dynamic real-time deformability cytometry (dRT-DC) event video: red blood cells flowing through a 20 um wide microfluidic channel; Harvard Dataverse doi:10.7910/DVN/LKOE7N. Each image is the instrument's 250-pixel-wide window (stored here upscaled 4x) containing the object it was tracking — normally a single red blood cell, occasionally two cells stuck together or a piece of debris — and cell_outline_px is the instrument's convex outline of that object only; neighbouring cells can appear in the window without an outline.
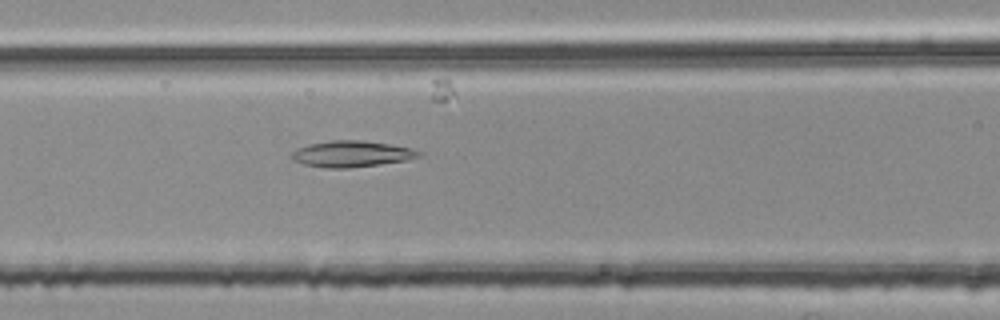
{"species": "common noctule bat (a hibernating species)", "species_latin": "Nyctalus noctula", "temperature_condition": "room temperature", "stored_images_in_passage": 31, "camera_frame_rate_fps": 3000, "um_per_image_px": 0.085, "animal": {"sex": "female", "body_mass_g": 25.1}, "frame": {"image": 1, "passage_image": 7, "time_ms": 2.0, "image_size_px": [1000, 320], "cell_outline_px": [[420, 156], [408, 160], [348, 168], [324, 168], [304, 164], [292, 160], [288, 156], [296, 148], [308, 144], [332, 140], [364, 140], [392, 144], [412, 148], [420, 152]], "centroid_in_image_um": [29.84, 13.07], "position_along_channel_um": 136.8, "area_um2": 19.59}}
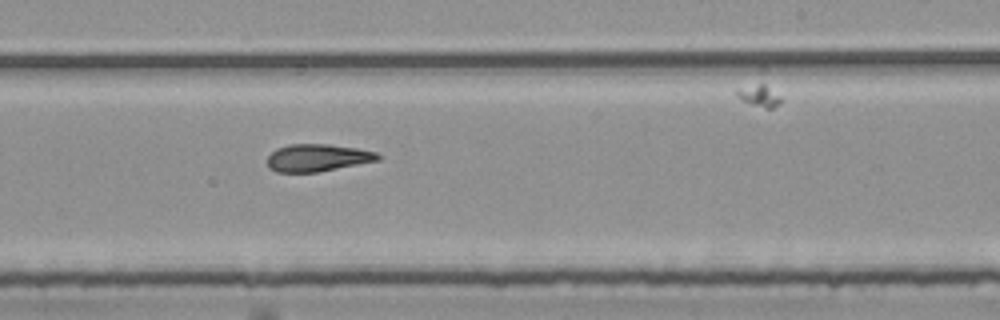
{"frame": {"image": 2, "passage_image": 17, "time_ms": 5.333, "image_size_px": [1000, 320], "cell_outline_px": [[380, 160], [316, 172], [276, 172], [268, 168], [268, 156], [276, 148], [288, 144], [332, 144], [356, 148], [376, 152], [380, 156]], "centroid_in_image_um": [26.96, 13.4], "position_along_channel_um": 262.0, "area_um2": 17.63}}
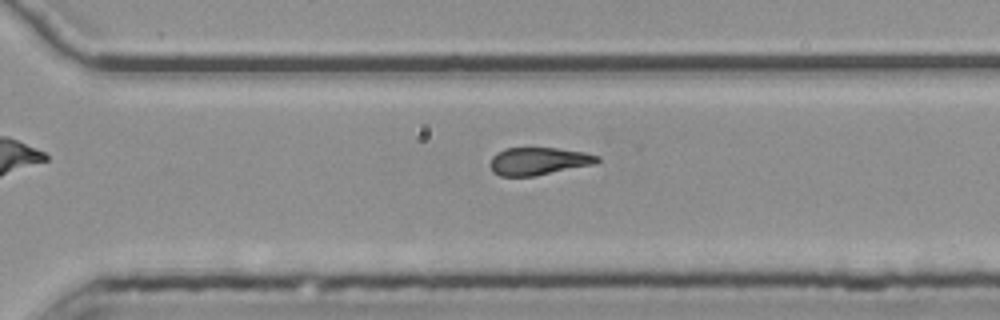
{"frame": {"image": 3, "passage_image": 22, "time_ms": 7.0, "image_size_px": [1000, 320], "cell_outline_px": [[600, 160], [596, 164], [536, 176], [500, 176], [492, 172], [488, 164], [492, 156], [496, 152], [504, 148], [560, 148], [584, 152], [600, 156]], "centroid_in_image_um": [45.76, 13.7], "position_along_channel_um": 324.8, "area_um2": 17.63}, "authors_computed_cell_mechanics": {"area_um2": 18.0914, "velocity_mm_per_s": 3.769, "shape_relaxation_time_tau1_ms": null, "shape_relaxation_time_tau2_ms": 5.5946, "deformation_change_tau1": null, "deformation_change_tau2": 0.1662}}